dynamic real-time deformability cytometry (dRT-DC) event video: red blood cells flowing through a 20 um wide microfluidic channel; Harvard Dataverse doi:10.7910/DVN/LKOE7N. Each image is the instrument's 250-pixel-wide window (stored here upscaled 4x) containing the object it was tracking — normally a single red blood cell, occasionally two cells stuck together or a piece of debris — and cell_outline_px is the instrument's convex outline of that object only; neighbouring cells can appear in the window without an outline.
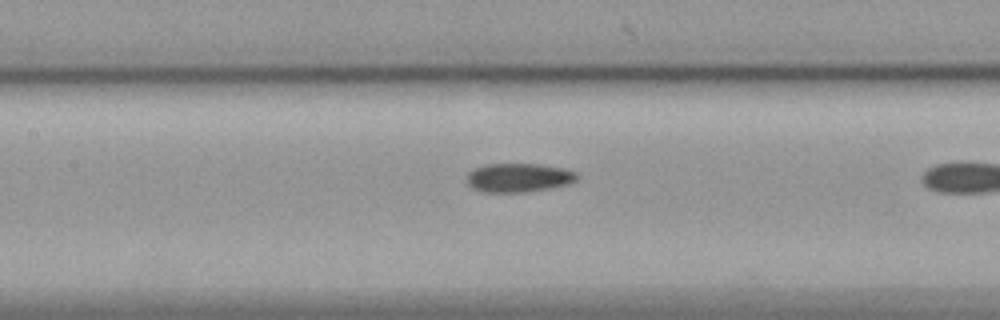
{"species": "common noctule bat (a hibernating species)", "species_latin": "Nyctalus noctula", "temperature_condition": "cold", "stored_images_in_passage": 26, "camera_frame_rate_fps": 3000, "um_per_image_px": 0.085, "animal": {"sex": "female", "body_mass_g": 19.9}, "frame": {"image": 1, "passage_image": 22, "time_ms": 7.0, "image_size_px": [1000, 320], "cell_outline_px": [[580, 176], [576, 180], [568, 184], [528, 192], [480, 192], [472, 188], [468, 184], [468, 172], [484, 164], [540, 164], [564, 168], [576, 172]], "centroid_in_image_um": [44.09, 15.1], "position_along_channel_um": 163.3, "area_um2": 18.61}}
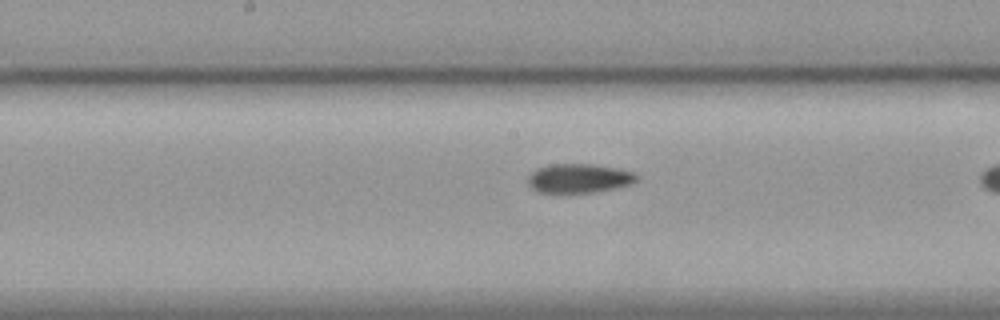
{"frame": {"image": 2, "passage_image": 25, "time_ms": 8.0, "image_size_px": [1000, 320], "cell_outline_px": [[636, 180], [628, 184], [612, 188], [592, 192], [540, 192], [532, 188], [528, 184], [528, 176], [536, 168], [552, 164], [592, 164], [620, 168], [632, 172], [636, 176]], "centroid_in_image_um": [49.16, 15.13], "position_along_channel_um": 199.0, "area_um2": 18.09}}